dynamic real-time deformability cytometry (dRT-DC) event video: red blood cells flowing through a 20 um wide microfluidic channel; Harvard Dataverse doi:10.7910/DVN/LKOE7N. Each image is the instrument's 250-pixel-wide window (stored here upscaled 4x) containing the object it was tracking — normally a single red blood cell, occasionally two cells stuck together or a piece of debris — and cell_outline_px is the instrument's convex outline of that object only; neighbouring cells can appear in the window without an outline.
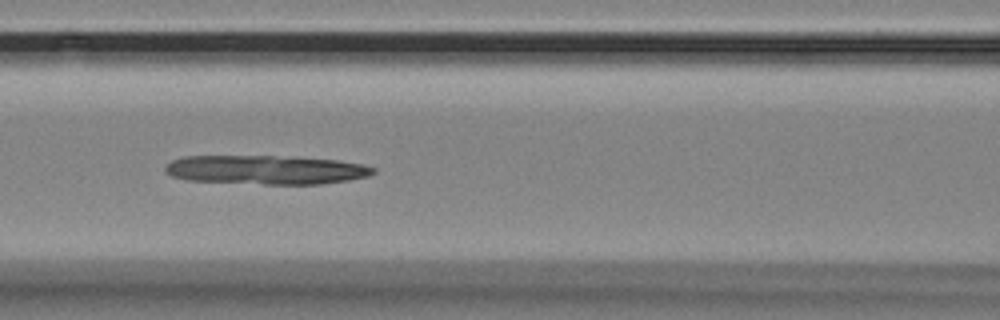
{"species": "Egyptian fruit bat (a non-hibernating species)", "species_latin": "Rousettus aegyptiacus", "temperature_condition": "room temperature", "stored_images_in_passage": 55, "camera_frame_rate_fps": 3000, "um_per_image_px": 0.085, "animal": {"sex": "female"}, "frame": {"image": 1, "passage_image": 23, "time_ms": 7.333, "image_size_px": [1000, 320], "cell_outline_px": [[376, 172], [368, 176], [348, 180], [320, 184], [264, 184], [188, 180], [172, 176], [164, 172], [164, 168], [172, 160], [184, 156], [272, 156], [336, 160], [360, 164], [376, 168]], "centroid_in_image_um": [22.58, 14.43], "position_along_channel_um": 144.0, "area_um2": 34.91}}
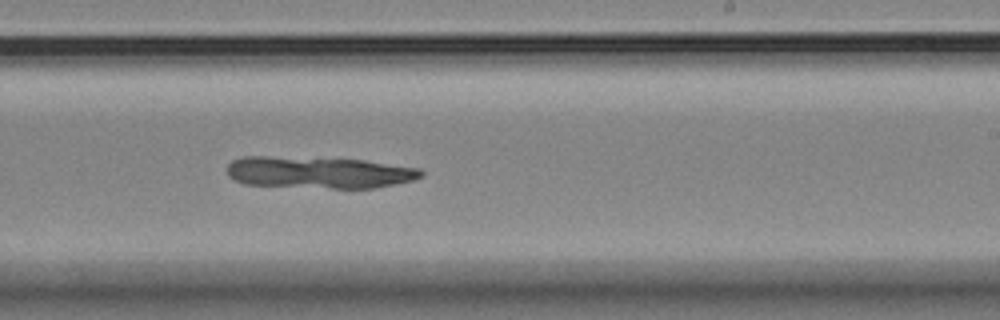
{"frame": {"image": 2, "passage_image": 33, "time_ms": 10.667, "image_size_px": [1000, 320], "cell_outline_px": [[424, 172], [420, 176], [412, 180], [376, 188], [332, 188], [244, 184], [228, 176], [228, 164], [232, 160], [244, 156], [268, 156], [364, 160], [420, 168]], "centroid_in_image_um": [27.09, 14.65], "position_along_channel_um": 261.9, "area_um2": 35.72}}
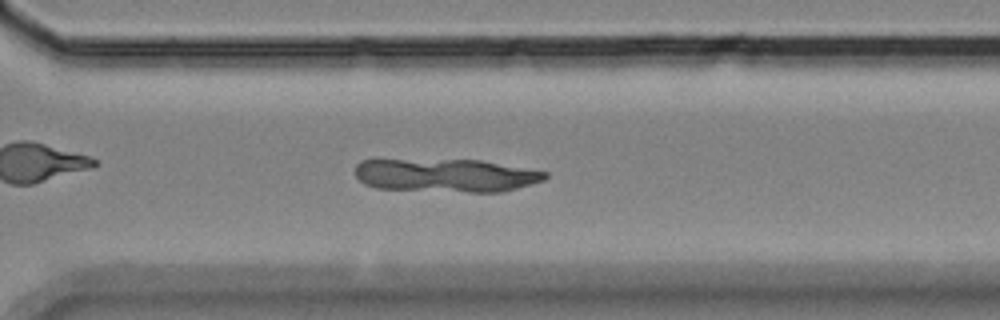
{"frame": {"image": 3, "passage_image": 39, "time_ms": 12.667, "image_size_px": [1000, 320], "cell_outline_px": [[548, 176], [544, 180], [532, 184], [500, 192], [468, 192], [376, 188], [364, 184], [356, 176], [356, 164], [360, 160], [480, 160], [548, 172]], "centroid_in_image_um": [37.91, 14.91], "position_along_channel_um": 332.7, "area_um2": 36.65}}